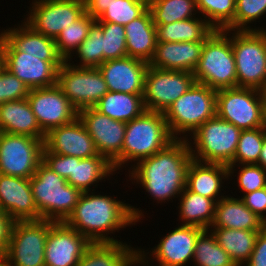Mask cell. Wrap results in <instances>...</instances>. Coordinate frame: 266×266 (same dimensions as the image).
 Segmentation results:
<instances>
[{
    "mask_svg": "<svg viewBox=\"0 0 266 266\" xmlns=\"http://www.w3.org/2000/svg\"><path fill=\"white\" fill-rule=\"evenodd\" d=\"M82 192L73 212L64 221L91 243H117L116 231L135 225L144 214L139 208L109 195Z\"/></svg>",
    "mask_w": 266,
    "mask_h": 266,
    "instance_id": "6da1fadb",
    "label": "cell"
},
{
    "mask_svg": "<svg viewBox=\"0 0 266 266\" xmlns=\"http://www.w3.org/2000/svg\"><path fill=\"white\" fill-rule=\"evenodd\" d=\"M192 159L187 140L174 139L151 157L132 164L128 178L141 184L158 204L169 202L178 198L186 187L187 169Z\"/></svg>",
    "mask_w": 266,
    "mask_h": 266,
    "instance_id": "7a4b0ae2",
    "label": "cell"
},
{
    "mask_svg": "<svg viewBox=\"0 0 266 266\" xmlns=\"http://www.w3.org/2000/svg\"><path fill=\"white\" fill-rule=\"evenodd\" d=\"M216 103L217 90L195 82L163 113L172 137L189 140L191 134L216 115Z\"/></svg>",
    "mask_w": 266,
    "mask_h": 266,
    "instance_id": "3957f363",
    "label": "cell"
},
{
    "mask_svg": "<svg viewBox=\"0 0 266 266\" xmlns=\"http://www.w3.org/2000/svg\"><path fill=\"white\" fill-rule=\"evenodd\" d=\"M193 75L196 83L217 91L237 87L231 30H214L204 41Z\"/></svg>",
    "mask_w": 266,
    "mask_h": 266,
    "instance_id": "277c9868",
    "label": "cell"
},
{
    "mask_svg": "<svg viewBox=\"0 0 266 266\" xmlns=\"http://www.w3.org/2000/svg\"><path fill=\"white\" fill-rule=\"evenodd\" d=\"M30 184L40 219L54 222L65 221L73 212L82 194L43 161L30 178Z\"/></svg>",
    "mask_w": 266,
    "mask_h": 266,
    "instance_id": "5b68a950",
    "label": "cell"
},
{
    "mask_svg": "<svg viewBox=\"0 0 266 266\" xmlns=\"http://www.w3.org/2000/svg\"><path fill=\"white\" fill-rule=\"evenodd\" d=\"M174 140L164 114L145 110L140 116L126 123L122 147V167L137 164L165 148Z\"/></svg>",
    "mask_w": 266,
    "mask_h": 266,
    "instance_id": "8992f818",
    "label": "cell"
},
{
    "mask_svg": "<svg viewBox=\"0 0 266 266\" xmlns=\"http://www.w3.org/2000/svg\"><path fill=\"white\" fill-rule=\"evenodd\" d=\"M241 131L215 115L191 135V141L187 140L192 158L204 163L233 165Z\"/></svg>",
    "mask_w": 266,
    "mask_h": 266,
    "instance_id": "52a82bcc",
    "label": "cell"
},
{
    "mask_svg": "<svg viewBox=\"0 0 266 266\" xmlns=\"http://www.w3.org/2000/svg\"><path fill=\"white\" fill-rule=\"evenodd\" d=\"M237 87L262 91L266 85V30H231Z\"/></svg>",
    "mask_w": 266,
    "mask_h": 266,
    "instance_id": "ba28073f",
    "label": "cell"
},
{
    "mask_svg": "<svg viewBox=\"0 0 266 266\" xmlns=\"http://www.w3.org/2000/svg\"><path fill=\"white\" fill-rule=\"evenodd\" d=\"M50 220L14 221L9 246L0 258L5 266H45Z\"/></svg>",
    "mask_w": 266,
    "mask_h": 266,
    "instance_id": "9c48e42d",
    "label": "cell"
},
{
    "mask_svg": "<svg viewBox=\"0 0 266 266\" xmlns=\"http://www.w3.org/2000/svg\"><path fill=\"white\" fill-rule=\"evenodd\" d=\"M216 115L241 130L264 127L262 91L240 87L218 90Z\"/></svg>",
    "mask_w": 266,
    "mask_h": 266,
    "instance_id": "30bf717a",
    "label": "cell"
},
{
    "mask_svg": "<svg viewBox=\"0 0 266 266\" xmlns=\"http://www.w3.org/2000/svg\"><path fill=\"white\" fill-rule=\"evenodd\" d=\"M57 86L78 111L94 107L108 92L98 68L77 67L66 60L58 69Z\"/></svg>",
    "mask_w": 266,
    "mask_h": 266,
    "instance_id": "8fae6325",
    "label": "cell"
},
{
    "mask_svg": "<svg viewBox=\"0 0 266 266\" xmlns=\"http://www.w3.org/2000/svg\"><path fill=\"white\" fill-rule=\"evenodd\" d=\"M44 140L0 132V173L30 179L43 161Z\"/></svg>",
    "mask_w": 266,
    "mask_h": 266,
    "instance_id": "7c38bea8",
    "label": "cell"
},
{
    "mask_svg": "<svg viewBox=\"0 0 266 266\" xmlns=\"http://www.w3.org/2000/svg\"><path fill=\"white\" fill-rule=\"evenodd\" d=\"M29 11L24 22L54 40L86 12L84 0H34Z\"/></svg>",
    "mask_w": 266,
    "mask_h": 266,
    "instance_id": "4fadbf2b",
    "label": "cell"
},
{
    "mask_svg": "<svg viewBox=\"0 0 266 266\" xmlns=\"http://www.w3.org/2000/svg\"><path fill=\"white\" fill-rule=\"evenodd\" d=\"M193 73L149 66L145 76L143 101L146 110L164 113L193 84Z\"/></svg>",
    "mask_w": 266,
    "mask_h": 266,
    "instance_id": "5bb4252c",
    "label": "cell"
},
{
    "mask_svg": "<svg viewBox=\"0 0 266 266\" xmlns=\"http://www.w3.org/2000/svg\"><path fill=\"white\" fill-rule=\"evenodd\" d=\"M87 132L94 140L99 155L104 156L115 172L122 167V147L126 123L101 114L94 107L78 111Z\"/></svg>",
    "mask_w": 266,
    "mask_h": 266,
    "instance_id": "9a60e30c",
    "label": "cell"
},
{
    "mask_svg": "<svg viewBox=\"0 0 266 266\" xmlns=\"http://www.w3.org/2000/svg\"><path fill=\"white\" fill-rule=\"evenodd\" d=\"M203 231V228L197 226L178 225L161 238L157 246L152 248V252L150 250L147 253L144 249L138 248L140 266H150L149 261L151 259L158 262L154 266H184L186 263H190V260L194 258L196 240ZM149 253L150 258L148 257Z\"/></svg>",
    "mask_w": 266,
    "mask_h": 266,
    "instance_id": "2e32d148",
    "label": "cell"
},
{
    "mask_svg": "<svg viewBox=\"0 0 266 266\" xmlns=\"http://www.w3.org/2000/svg\"><path fill=\"white\" fill-rule=\"evenodd\" d=\"M27 99L45 134L52 128L73 122L78 117V110L57 85L30 89Z\"/></svg>",
    "mask_w": 266,
    "mask_h": 266,
    "instance_id": "e0dca14e",
    "label": "cell"
},
{
    "mask_svg": "<svg viewBox=\"0 0 266 266\" xmlns=\"http://www.w3.org/2000/svg\"><path fill=\"white\" fill-rule=\"evenodd\" d=\"M91 244L64 221H50L45 245V266H77Z\"/></svg>",
    "mask_w": 266,
    "mask_h": 266,
    "instance_id": "ac0fdd59",
    "label": "cell"
},
{
    "mask_svg": "<svg viewBox=\"0 0 266 266\" xmlns=\"http://www.w3.org/2000/svg\"><path fill=\"white\" fill-rule=\"evenodd\" d=\"M64 61H42L22 51H3V66L29 89L57 85V73Z\"/></svg>",
    "mask_w": 266,
    "mask_h": 266,
    "instance_id": "d6986e66",
    "label": "cell"
},
{
    "mask_svg": "<svg viewBox=\"0 0 266 266\" xmlns=\"http://www.w3.org/2000/svg\"><path fill=\"white\" fill-rule=\"evenodd\" d=\"M0 210L13 221L40 220L30 179L0 173Z\"/></svg>",
    "mask_w": 266,
    "mask_h": 266,
    "instance_id": "ffe728a7",
    "label": "cell"
},
{
    "mask_svg": "<svg viewBox=\"0 0 266 266\" xmlns=\"http://www.w3.org/2000/svg\"><path fill=\"white\" fill-rule=\"evenodd\" d=\"M44 146L55 154L80 159L99 155L94 140L79 117L69 124L52 128L46 134Z\"/></svg>",
    "mask_w": 266,
    "mask_h": 266,
    "instance_id": "44dd1931",
    "label": "cell"
},
{
    "mask_svg": "<svg viewBox=\"0 0 266 266\" xmlns=\"http://www.w3.org/2000/svg\"><path fill=\"white\" fill-rule=\"evenodd\" d=\"M148 67V63L126 56L107 60L98 69L107 84L108 91L144 94Z\"/></svg>",
    "mask_w": 266,
    "mask_h": 266,
    "instance_id": "7402d4cb",
    "label": "cell"
},
{
    "mask_svg": "<svg viewBox=\"0 0 266 266\" xmlns=\"http://www.w3.org/2000/svg\"><path fill=\"white\" fill-rule=\"evenodd\" d=\"M16 27L2 30L3 51H22L42 61H64L54 39L34 31L24 21Z\"/></svg>",
    "mask_w": 266,
    "mask_h": 266,
    "instance_id": "603a6c76",
    "label": "cell"
},
{
    "mask_svg": "<svg viewBox=\"0 0 266 266\" xmlns=\"http://www.w3.org/2000/svg\"><path fill=\"white\" fill-rule=\"evenodd\" d=\"M204 41L157 42L149 66L163 70L191 72L201 57Z\"/></svg>",
    "mask_w": 266,
    "mask_h": 266,
    "instance_id": "cb8c5ba5",
    "label": "cell"
},
{
    "mask_svg": "<svg viewBox=\"0 0 266 266\" xmlns=\"http://www.w3.org/2000/svg\"><path fill=\"white\" fill-rule=\"evenodd\" d=\"M223 179H229L228 166L219 163H204L191 160L186 175V188L215 202L225 197L221 188Z\"/></svg>",
    "mask_w": 266,
    "mask_h": 266,
    "instance_id": "d4e9b609",
    "label": "cell"
},
{
    "mask_svg": "<svg viewBox=\"0 0 266 266\" xmlns=\"http://www.w3.org/2000/svg\"><path fill=\"white\" fill-rule=\"evenodd\" d=\"M266 223L254 214L240 198L228 195L215 205V218L210 228L260 231Z\"/></svg>",
    "mask_w": 266,
    "mask_h": 266,
    "instance_id": "484cf974",
    "label": "cell"
},
{
    "mask_svg": "<svg viewBox=\"0 0 266 266\" xmlns=\"http://www.w3.org/2000/svg\"><path fill=\"white\" fill-rule=\"evenodd\" d=\"M0 132L45 139L27 98L0 105Z\"/></svg>",
    "mask_w": 266,
    "mask_h": 266,
    "instance_id": "4316f807",
    "label": "cell"
},
{
    "mask_svg": "<svg viewBox=\"0 0 266 266\" xmlns=\"http://www.w3.org/2000/svg\"><path fill=\"white\" fill-rule=\"evenodd\" d=\"M124 27L127 56L149 64L157 43L156 26L149 9Z\"/></svg>",
    "mask_w": 266,
    "mask_h": 266,
    "instance_id": "83f0119b",
    "label": "cell"
},
{
    "mask_svg": "<svg viewBox=\"0 0 266 266\" xmlns=\"http://www.w3.org/2000/svg\"><path fill=\"white\" fill-rule=\"evenodd\" d=\"M138 249L123 242L92 243L77 266H139Z\"/></svg>",
    "mask_w": 266,
    "mask_h": 266,
    "instance_id": "f1b7e54d",
    "label": "cell"
},
{
    "mask_svg": "<svg viewBox=\"0 0 266 266\" xmlns=\"http://www.w3.org/2000/svg\"><path fill=\"white\" fill-rule=\"evenodd\" d=\"M112 164L101 155L80 159L73 156L72 173L66 179L67 183L79 189L81 192L94 191L91 189L95 183L114 175Z\"/></svg>",
    "mask_w": 266,
    "mask_h": 266,
    "instance_id": "f546056e",
    "label": "cell"
},
{
    "mask_svg": "<svg viewBox=\"0 0 266 266\" xmlns=\"http://www.w3.org/2000/svg\"><path fill=\"white\" fill-rule=\"evenodd\" d=\"M103 115L127 123L145 110L143 94L108 91L94 106Z\"/></svg>",
    "mask_w": 266,
    "mask_h": 266,
    "instance_id": "4dcf8cb0",
    "label": "cell"
},
{
    "mask_svg": "<svg viewBox=\"0 0 266 266\" xmlns=\"http://www.w3.org/2000/svg\"><path fill=\"white\" fill-rule=\"evenodd\" d=\"M179 197L178 211L182 225H192L209 230L215 218L216 202L189 191L186 187Z\"/></svg>",
    "mask_w": 266,
    "mask_h": 266,
    "instance_id": "1f68e13d",
    "label": "cell"
},
{
    "mask_svg": "<svg viewBox=\"0 0 266 266\" xmlns=\"http://www.w3.org/2000/svg\"><path fill=\"white\" fill-rule=\"evenodd\" d=\"M209 230L234 264L244 266L255 248L259 231L230 228H209Z\"/></svg>",
    "mask_w": 266,
    "mask_h": 266,
    "instance_id": "d6a6232c",
    "label": "cell"
},
{
    "mask_svg": "<svg viewBox=\"0 0 266 266\" xmlns=\"http://www.w3.org/2000/svg\"><path fill=\"white\" fill-rule=\"evenodd\" d=\"M214 30L205 19L193 17L167 25H156L157 42L205 41Z\"/></svg>",
    "mask_w": 266,
    "mask_h": 266,
    "instance_id": "836d02e7",
    "label": "cell"
},
{
    "mask_svg": "<svg viewBox=\"0 0 266 266\" xmlns=\"http://www.w3.org/2000/svg\"><path fill=\"white\" fill-rule=\"evenodd\" d=\"M148 9L155 26L187 20L198 13L195 0H149Z\"/></svg>",
    "mask_w": 266,
    "mask_h": 266,
    "instance_id": "e575fe53",
    "label": "cell"
},
{
    "mask_svg": "<svg viewBox=\"0 0 266 266\" xmlns=\"http://www.w3.org/2000/svg\"><path fill=\"white\" fill-rule=\"evenodd\" d=\"M96 20L86 12L75 22L63 28L56 38L58 54L67 62H71L73 52L83 43L88 36L91 25Z\"/></svg>",
    "mask_w": 266,
    "mask_h": 266,
    "instance_id": "d590c367",
    "label": "cell"
},
{
    "mask_svg": "<svg viewBox=\"0 0 266 266\" xmlns=\"http://www.w3.org/2000/svg\"><path fill=\"white\" fill-rule=\"evenodd\" d=\"M193 262L196 266H236L210 230H204L197 238Z\"/></svg>",
    "mask_w": 266,
    "mask_h": 266,
    "instance_id": "8d00e7d4",
    "label": "cell"
},
{
    "mask_svg": "<svg viewBox=\"0 0 266 266\" xmlns=\"http://www.w3.org/2000/svg\"><path fill=\"white\" fill-rule=\"evenodd\" d=\"M198 13L215 30H234L236 0H195Z\"/></svg>",
    "mask_w": 266,
    "mask_h": 266,
    "instance_id": "74e56055",
    "label": "cell"
},
{
    "mask_svg": "<svg viewBox=\"0 0 266 266\" xmlns=\"http://www.w3.org/2000/svg\"><path fill=\"white\" fill-rule=\"evenodd\" d=\"M265 134L264 127L241 131L236 153L233 158V165L228 166L229 178H232V175L234 176L236 165L258 163Z\"/></svg>",
    "mask_w": 266,
    "mask_h": 266,
    "instance_id": "f35d334b",
    "label": "cell"
},
{
    "mask_svg": "<svg viewBox=\"0 0 266 266\" xmlns=\"http://www.w3.org/2000/svg\"><path fill=\"white\" fill-rule=\"evenodd\" d=\"M75 53L80 63L72 64L74 66L98 68L103 63V31L97 21L91 25L87 38L73 54Z\"/></svg>",
    "mask_w": 266,
    "mask_h": 266,
    "instance_id": "ab89813d",
    "label": "cell"
},
{
    "mask_svg": "<svg viewBox=\"0 0 266 266\" xmlns=\"http://www.w3.org/2000/svg\"><path fill=\"white\" fill-rule=\"evenodd\" d=\"M149 0H114L97 22H111L125 26L148 9Z\"/></svg>",
    "mask_w": 266,
    "mask_h": 266,
    "instance_id": "60d3db41",
    "label": "cell"
},
{
    "mask_svg": "<svg viewBox=\"0 0 266 266\" xmlns=\"http://www.w3.org/2000/svg\"><path fill=\"white\" fill-rule=\"evenodd\" d=\"M103 31V63L127 56L125 27L111 22H98Z\"/></svg>",
    "mask_w": 266,
    "mask_h": 266,
    "instance_id": "b9f144b4",
    "label": "cell"
},
{
    "mask_svg": "<svg viewBox=\"0 0 266 266\" xmlns=\"http://www.w3.org/2000/svg\"><path fill=\"white\" fill-rule=\"evenodd\" d=\"M234 30H266L248 26L266 14V0H236Z\"/></svg>",
    "mask_w": 266,
    "mask_h": 266,
    "instance_id": "7bdbcfd3",
    "label": "cell"
},
{
    "mask_svg": "<svg viewBox=\"0 0 266 266\" xmlns=\"http://www.w3.org/2000/svg\"><path fill=\"white\" fill-rule=\"evenodd\" d=\"M239 172L237 173L238 187L243 194L253 192L255 190L266 187V170L256 164H239L237 165Z\"/></svg>",
    "mask_w": 266,
    "mask_h": 266,
    "instance_id": "ee69618b",
    "label": "cell"
},
{
    "mask_svg": "<svg viewBox=\"0 0 266 266\" xmlns=\"http://www.w3.org/2000/svg\"><path fill=\"white\" fill-rule=\"evenodd\" d=\"M3 103L27 98L30 89L4 66L2 67Z\"/></svg>",
    "mask_w": 266,
    "mask_h": 266,
    "instance_id": "f6af8a7d",
    "label": "cell"
},
{
    "mask_svg": "<svg viewBox=\"0 0 266 266\" xmlns=\"http://www.w3.org/2000/svg\"><path fill=\"white\" fill-rule=\"evenodd\" d=\"M43 162L64 179L72 173L73 156L55 154L44 146Z\"/></svg>",
    "mask_w": 266,
    "mask_h": 266,
    "instance_id": "bcb514c9",
    "label": "cell"
},
{
    "mask_svg": "<svg viewBox=\"0 0 266 266\" xmlns=\"http://www.w3.org/2000/svg\"><path fill=\"white\" fill-rule=\"evenodd\" d=\"M243 203L266 223V187L243 194Z\"/></svg>",
    "mask_w": 266,
    "mask_h": 266,
    "instance_id": "7dc6e473",
    "label": "cell"
},
{
    "mask_svg": "<svg viewBox=\"0 0 266 266\" xmlns=\"http://www.w3.org/2000/svg\"><path fill=\"white\" fill-rule=\"evenodd\" d=\"M245 265L266 266V225L259 231L255 248Z\"/></svg>",
    "mask_w": 266,
    "mask_h": 266,
    "instance_id": "c3c4849f",
    "label": "cell"
},
{
    "mask_svg": "<svg viewBox=\"0 0 266 266\" xmlns=\"http://www.w3.org/2000/svg\"><path fill=\"white\" fill-rule=\"evenodd\" d=\"M13 223L14 221L0 210V258L8 249Z\"/></svg>",
    "mask_w": 266,
    "mask_h": 266,
    "instance_id": "681fc988",
    "label": "cell"
},
{
    "mask_svg": "<svg viewBox=\"0 0 266 266\" xmlns=\"http://www.w3.org/2000/svg\"><path fill=\"white\" fill-rule=\"evenodd\" d=\"M114 0H84L85 11L97 20Z\"/></svg>",
    "mask_w": 266,
    "mask_h": 266,
    "instance_id": "f907efd6",
    "label": "cell"
},
{
    "mask_svg": "<svg viewBox=\"0 0 266 266\" xmlns=\"http://www.w3.org/2000/svg\"><path fill=\"white\" fill-rule=\"evenodd\" d=\"M256 165H259L266 170V134L264 135L263 146L259 155L258 163Z\"/></svg>",
    "mask_w": 266,
    "mask_h": 266,
    "instance_id": "816d5d0a",
    "label": "cell"
},
{
    "mask_svg": "<svg viewBox=\"0 0 266 266\" xmlns=\"http://www.w3.org/2000/svg\"><path fill=\"white\" fill-rule=\"evenodd\" d=\"M0 66H3V35L0 32Z\"/></svg>",
    "mask_w": 266,
    "mask_h": 266,
    "instance_id": "f5cc1de1",
    "label": "cell"
},
{
    "mask_svg": "<svg viewBox=\"0 0 266 266\" xmlns=\"http://www.w3.org/2000/svg\"><path fill=\"white\" fill-rule=\"evenodd\" d=\"M3 104L2 68L0 69V105Z\"/></svg>",
    "mask_w": 266,
    "mask_h": 266,
    "instance_id": "db71d44e",
    "label": "cell"
},
{
    "mask_svg": "<svg viewBox=\"0 0 266 266\" xmlns=\"http://www.w3.org/2000/svg\"><path fill=\"white\" fill-rule=\"evenodd\" d=\"M263 98H264V105H265V111H266V85L262 90Z\"/></svg>",
    "mask_w": 266,
    "mask_h": 266,
    "instance_id": "11a10c76",
    "label": "cell"
},
{
    "mask_svg": "<svg viewBox=\"0 0 266 266\" xmlns=\"http://www.w3.org/2000/svg\"><path fill=\"white\" fill-rule=\"evenodd\" d=\"M264 128H265V131H266V111H265V121H264Z\"/></svg>",
    "mask_w": 266,
    "mask_h": 266,
    "instance_id": "9f6ffc18",
    "label": "cell"
},
{
    "mask_svg": "<svg viewBox=\"0 0 266 266\" xmlns=\"http://www.w3.org/2000/svg\"><path fill=\"white\" fill-rule=\"evenodd\" d=\"M0 266H5L1 259H0Z\"/></svg>",
    "mask_w": 266,
    "mask_h": 266,
    "instance_id": "6f0895ef",
    "label": "cell"
}]
</instances>
